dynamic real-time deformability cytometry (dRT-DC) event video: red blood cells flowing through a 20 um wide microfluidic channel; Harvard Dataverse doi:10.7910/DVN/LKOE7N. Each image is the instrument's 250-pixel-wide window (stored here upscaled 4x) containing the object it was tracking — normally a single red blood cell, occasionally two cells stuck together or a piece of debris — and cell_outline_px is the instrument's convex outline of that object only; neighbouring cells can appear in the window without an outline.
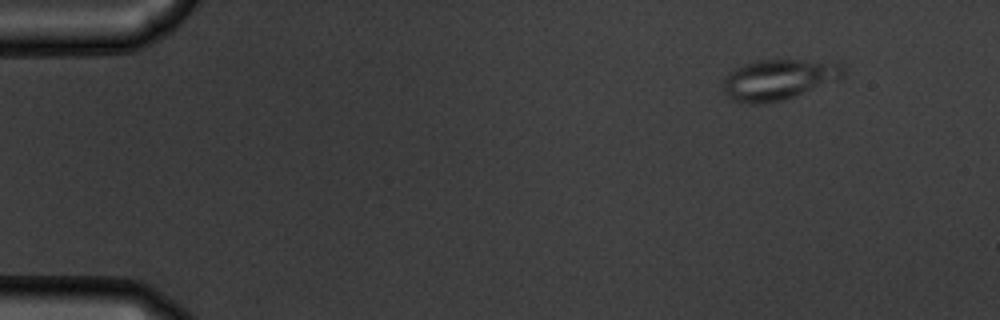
{"species": "common noctule bat (a hibernating species)", "species_latin": "Nyctalus noctula", "temperature_condition": "warm", "stored_images_in_passage": 51, "camera_frame_rate_fps": 3000, "um_per_image_px": 0.085, "animal": {"sex": "male", "body_mass_g": 19.5, "forearm_length_mm": 54.6}, "frame": {"image": 1, "passage_image": 1, "time_ms": 0.0, "image_size_px": [1000, 320], "cell_outline_px": [[844, 76], [836, 80], [784, 100], [764, 104], [748, 104], [732, 100], [724, 92], [724, 76], [728, 72], [744, 64], [756, 60], [800, 60], [840, 64], [844, 68]], "centroid_in_image_um": [66.11, 6.78], "position_along_channel_um": 18.9, "area_um2": 28.15}}
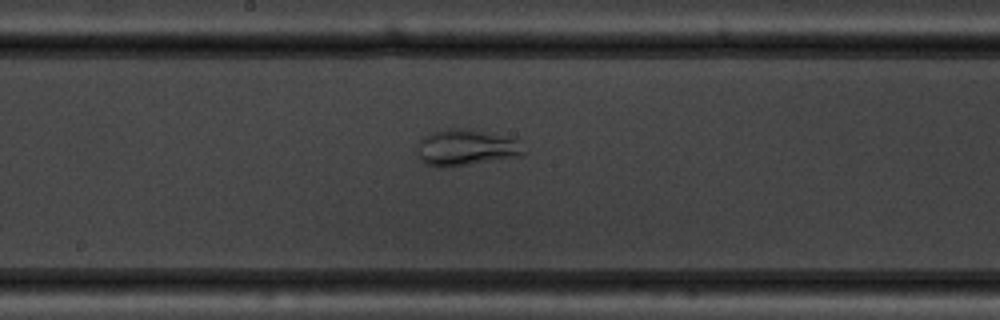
{"frame": {"image": 2, "passage_image": 25, "time_ms": 8.0, "image_size_px": [1000, 320], "cell_outline_px": [[524, 152], [520, 156], [468, 164], [440, 168], [424, 164], [416, 156], [420, 140], [424, 136], [432, 132], [444, 128], [472, 128], [516, 140]], "centroid_in_image_um": [39.51, 12.54], "position_along_channel_um": 208.7, "area_um2": 22.37}}
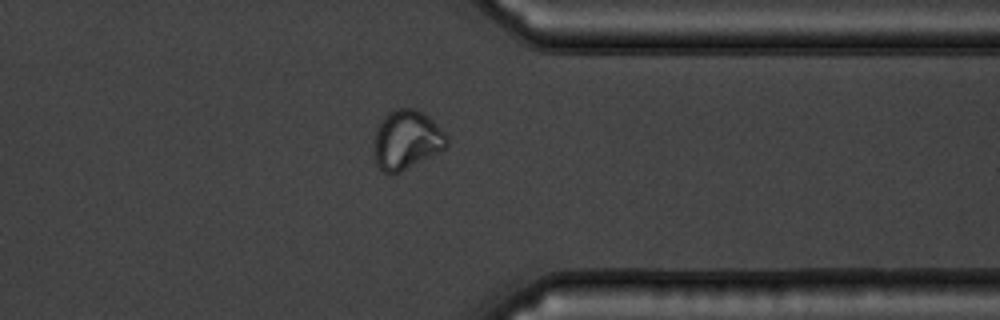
{"frame": {"image": 3, "passage_image": 39, "time_ms": 12.667, "image_size_px": [1000, 320], "cell_outline_px": [[448, 144], [444, 148], [400, 172], [392, 176], [388, 176], [376, 164], [372, 144], [376, 128], [380, 120], [388, 112], [396, 108], [412, 108], [424, 112], [448, 136]], "centroid_in_image_um": [34.5, 11.88], "position_along_channel_um": 376.9, "area_um2": 25.32}}